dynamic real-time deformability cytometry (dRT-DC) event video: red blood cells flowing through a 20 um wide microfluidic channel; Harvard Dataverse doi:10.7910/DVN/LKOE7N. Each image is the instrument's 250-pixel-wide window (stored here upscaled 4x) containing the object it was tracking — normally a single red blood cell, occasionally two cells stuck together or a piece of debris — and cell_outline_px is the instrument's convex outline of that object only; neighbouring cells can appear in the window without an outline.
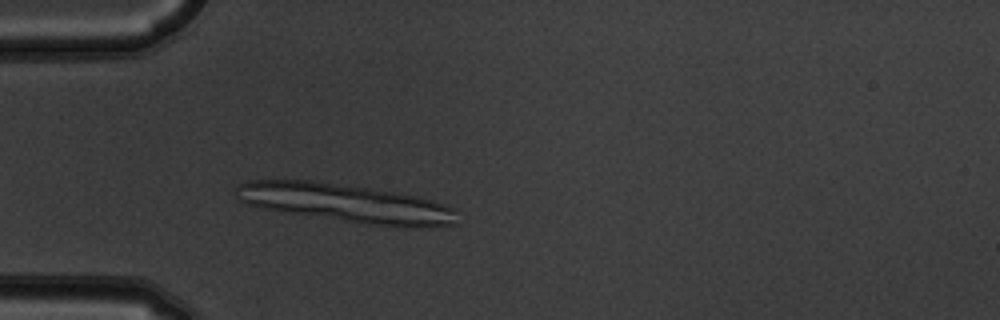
{"species": "common noctule bat (a hibernating species)", "species_latin": "Nyctalus noctula", "temperature_condition": "warm", "stored_images_in_passage": 3, "segment_of_instrument_passage": [1, 2], "camera_frame_rate_fps": 3000, "um_per_image_px": 0.085, "animal": {"sex": "male", "body_mass_g": 19.5, "forearm_length_mm": 54.6}, "frame": {"image": 1, "passage_image": 2, "time_ms": 0.333, "image_size_px": [1000, 320], "cell_outline_px": [[456, 224], [436, 228], [420, 228], [368, 224], [288, 212], [264, 208], [248, 204], [236, 200], [236, 184], [248, 180], [312, 180], [396, 192], [416, 196], [432, 200], [456, 208]], "centroid_in_image_um": [29.44, 17.27], "position_along_channel_um": 55.6, "area_um2": 49.48}}